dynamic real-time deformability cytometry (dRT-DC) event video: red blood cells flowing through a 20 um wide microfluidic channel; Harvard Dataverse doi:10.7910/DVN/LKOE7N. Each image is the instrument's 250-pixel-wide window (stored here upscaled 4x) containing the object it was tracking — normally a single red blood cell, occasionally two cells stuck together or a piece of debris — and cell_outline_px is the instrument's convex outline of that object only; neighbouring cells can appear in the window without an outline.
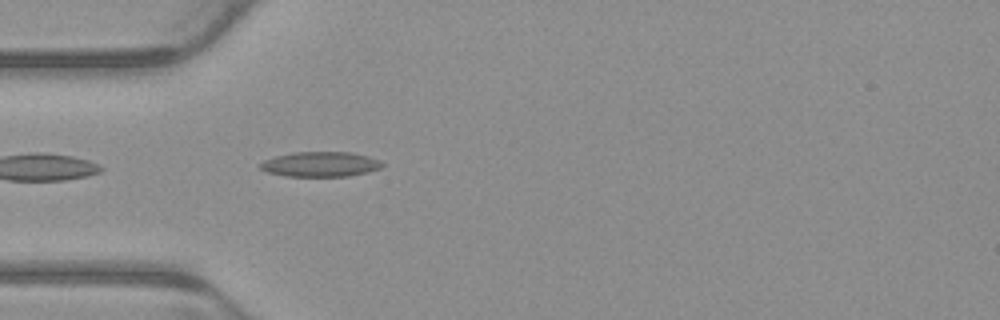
{"species": "common noctule bat (a hibernating species)", "species_latin": "Nyctalus noctula", "temperature_condition": "warm", "stored_images_in_passage": 5, "camera_frame_rate_fps": 3000, "um_per_image_px": 0.085, "animal": {"sex": "male", "body_mass_g": 23.1, "forearm_length_mm": 52.7}, "frame": {"image": 1, "passage_image": 5, "time_ms": 1.333, "image_size_px": [1000, 320], "cell_outline_px": [[384, 164], [380, 168], [368, 172], [348, 176], [288, 176], [268, 172], [260, 168], [260, 164], [264, 160], [276, 156], [292, 152], [352, 152], [368, 156], [380, 160]], "centroid_in_image_um": [27.26, 13.95], "position_along_channel_um": 57.7, "area_um2": 17.69}}